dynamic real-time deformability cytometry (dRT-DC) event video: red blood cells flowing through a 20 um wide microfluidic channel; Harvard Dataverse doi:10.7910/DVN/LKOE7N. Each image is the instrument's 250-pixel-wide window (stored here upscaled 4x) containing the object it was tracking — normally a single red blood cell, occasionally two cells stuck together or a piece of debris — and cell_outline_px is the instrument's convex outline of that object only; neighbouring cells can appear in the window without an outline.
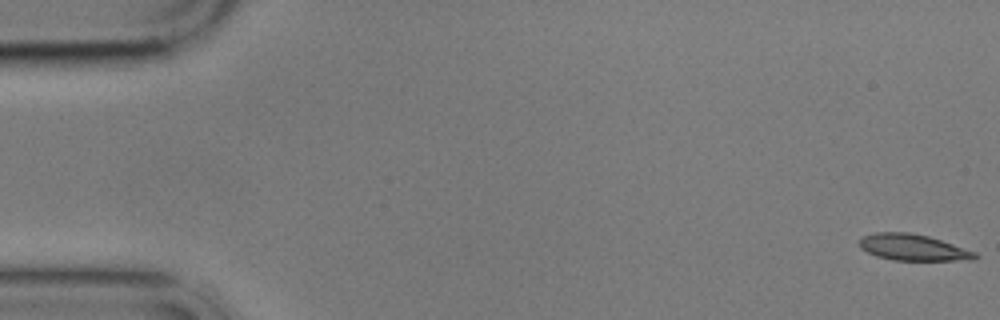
{"species": "common noctule bat (a hibernating species)", "species_latin": "Nyctalus noctula", "temperature_condition": "cold", "stored_images_in_passage": 6, "camera_frame_rate_fps": 3000, "um_per_image_px": 0.085, "animal": {"sex": "male", "body_mass_g": 17.9}, "frame": {"image": 1, "passage_image": 1, "time_ms": 0.0, "image_size_px": [1000, 320], "cell_outline_px": [[980, 256], [976, 260], [892, 260], [876, 256], [860, 248], [860, 240], [864, 236], [876, 232], [908, 232], [928, 236], [976, 252]], "centroid_in_image_um": [77.63, 21.04], "position_along_channel_um": 7.4, "area_um2": 17.63}}
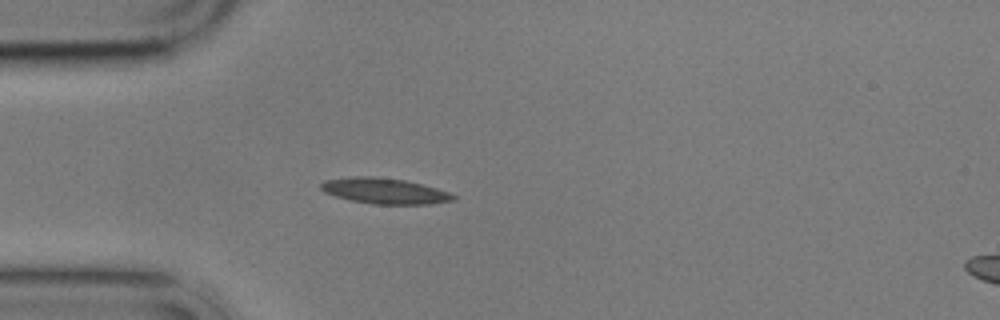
{"frame": {"image": 2, "passage_image": 5, "time_ms": 5.0, "image_size_px": [1000, 320], "cell_outline_px": [[456, 200], [428, 204], [372, 204], [352, 200], [336, 196], [324, 192], [320, 188], [320, 184], [324, 180], [356, 176], [372, 176], [404, 180], [436, 188], [448, 192], [456, 196]], "centroid_in_image_um": [32.68, 16.23], "position_along_channel_um": 52.3, "area_um2": 19.65}}